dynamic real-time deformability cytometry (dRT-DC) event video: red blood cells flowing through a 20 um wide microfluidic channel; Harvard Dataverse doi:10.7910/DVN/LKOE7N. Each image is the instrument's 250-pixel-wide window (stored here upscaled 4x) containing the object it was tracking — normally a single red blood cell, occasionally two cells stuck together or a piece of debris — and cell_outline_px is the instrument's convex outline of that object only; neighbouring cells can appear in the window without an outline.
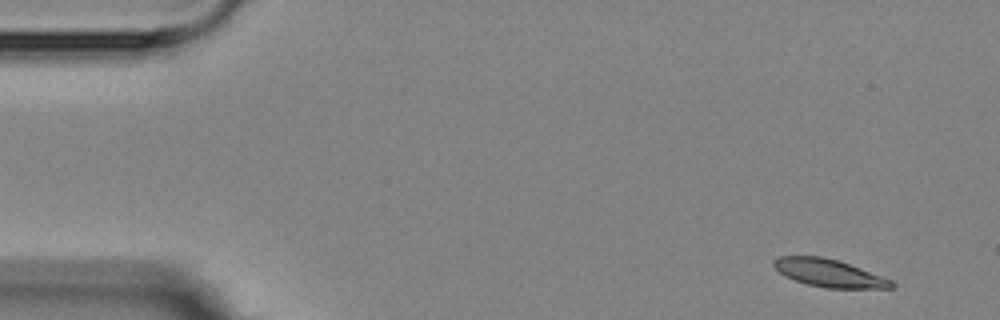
{"species": "Egyptian fruit bat (a non-hibernating species)", "species_latin": "Rousettus aegyptiacus", "temperature_condition": "room temperature", "stored_images_in_passage": 15, "camera_frame_rate_fps": 3000, "um_per_image_px": 0.085, "animal": {"sex": "female"}, "frame": {"image": 1, "passage_image": 1, "time_ms": 0.0, "image_size_px": [1000, 320], "cell_outline_px": [[896, 284], [892, 288], [824, 288], [808, 284], [784, 276], [772, 264], [772, 260], [780, 256], [824, 256], [848, 264], [892, 280]], "centroid_in_image_um": [70.44, 23.21], "position_along_channel_um": 14.6, "area_um2": 18.79}}
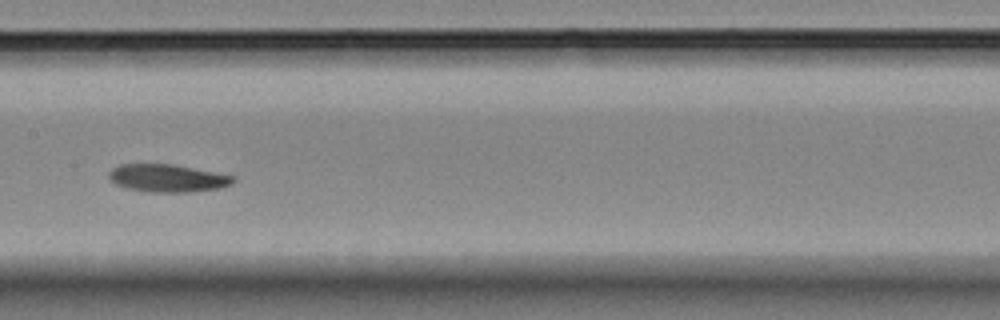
{"frame": {"image": 2, "passage_image": 7, "time_ms": 8.0, "image_size_px": [1000, 320], "cell_outline_px": [[236, 180], [232, 184], [220, 188], [192, 192], [148, 192], [128, 188], [116, 184], [108, 180], [108, 172], [112, 168], [120, 164], [172, 164], [236, 176]], "centroid_in_image_um": [14.24, 15.14], "position_along_channel_um": 193.2, "area_um2": 20.23}}
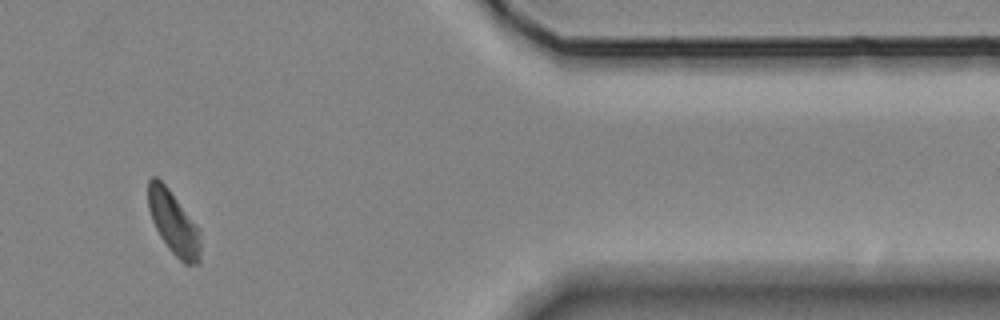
{"frame": {"image": 3, "passage_image": 13, "time_ms": 14.667, "image_size_px": [1000, 320], "cell_outline_px": [[200, 264], [184, 264], [168, 248], [160, 236], [152, 220], [148, 208], [148, 180], [152, 176], [156, 176], [168, 188], [200, 228]], "centroid_in_image_um": [14.77, 18.95], "position_along_channel_um": 396.6, "area_um2": 19.36}}